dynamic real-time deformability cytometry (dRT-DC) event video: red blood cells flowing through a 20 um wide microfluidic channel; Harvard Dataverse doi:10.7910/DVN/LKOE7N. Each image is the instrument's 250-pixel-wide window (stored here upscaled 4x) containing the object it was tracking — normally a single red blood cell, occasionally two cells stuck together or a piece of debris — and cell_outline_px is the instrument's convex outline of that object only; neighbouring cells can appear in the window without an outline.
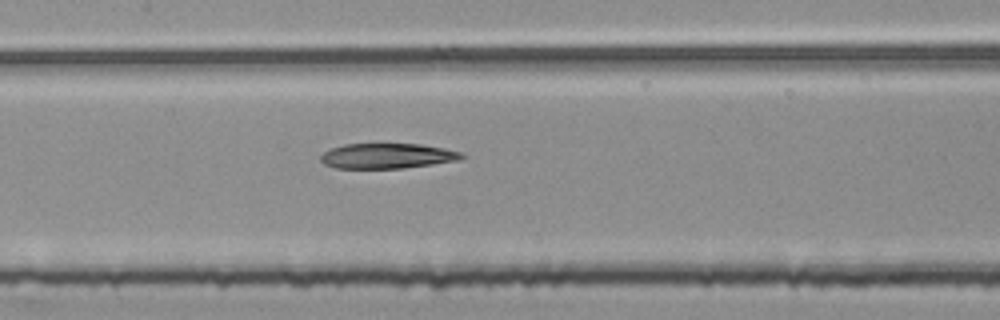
{"species": "common noctule bat (a hibernating species)", "species_latin": "Nyctalus noctula", "temperature_condition": "room temperature", "stored_images_in_passage": 52, "segment_of_instrument_passage": [2, 2], "camera_frame_rate_fps": 3000, "um_per_image_px": 0.085, "animal": {"sex": "female", "body_mass_g": 25.1}, "frame": {"image": 1, "passage_image": 24, "time_ms": 7.667, "image_size_px": [1000, 320], "cell_outline_px": [[464, 156], [460, 160], [404, 168], [336, 168], [324, 164], [320, 160], [320, 156], [324, 152], [332, 148], [344, 144], [420, 144], [444, 148], [464, 152]], "centroid_in_image_um": [32.93, 13.25], "position_along_channel_um": 174.5, "area_um2": 20.69}}
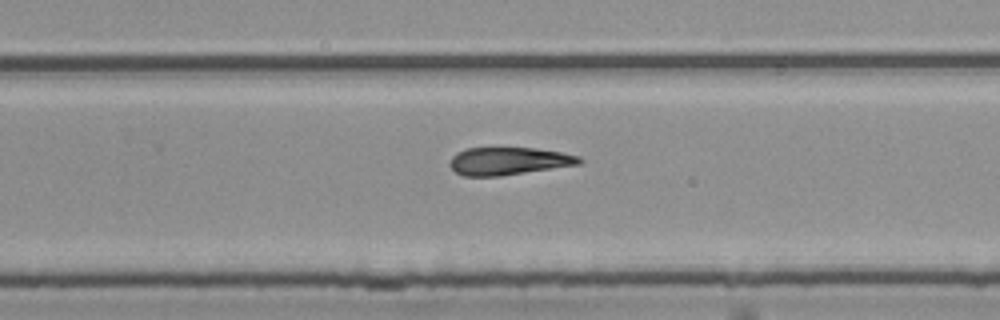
{"frame": {"image": 2, "passage_image": 33, "time_ms": 10.667, "image_size_px": [1000, 320], "cell_outline_px": [[584, 160], [580, 164], [500, 176], [464, 176], [456, 172], [448, 164], [452, 156], [456, 152], [468, 148], [532, 148], [560, 152], [580, 156]], "centroid_in_image_um": [43.22, 13.69], "position_along_channel_um": 286.6, "area_um2": 20.81}}
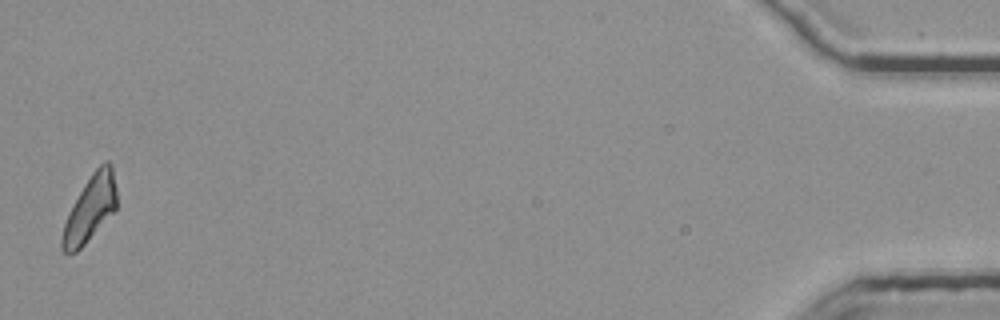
{"frame": {"image": 3, "passage_image": 52, "time_ms": 17.0, "image_size_px": [1000, 320], "cell_outline_px": [[116, 208], [84, 244], [76, 252], [64, 252], [60, 248], [60, 240], [64, 224], [68, 212], [84, 184], [92, 172], [104, 160], [108, 160], [112, 164], [116, 188]], "centroid_in_image_um": [7.64, 17.69], "position_along_channel_um": 427.6, "area_um2": 20.69}}